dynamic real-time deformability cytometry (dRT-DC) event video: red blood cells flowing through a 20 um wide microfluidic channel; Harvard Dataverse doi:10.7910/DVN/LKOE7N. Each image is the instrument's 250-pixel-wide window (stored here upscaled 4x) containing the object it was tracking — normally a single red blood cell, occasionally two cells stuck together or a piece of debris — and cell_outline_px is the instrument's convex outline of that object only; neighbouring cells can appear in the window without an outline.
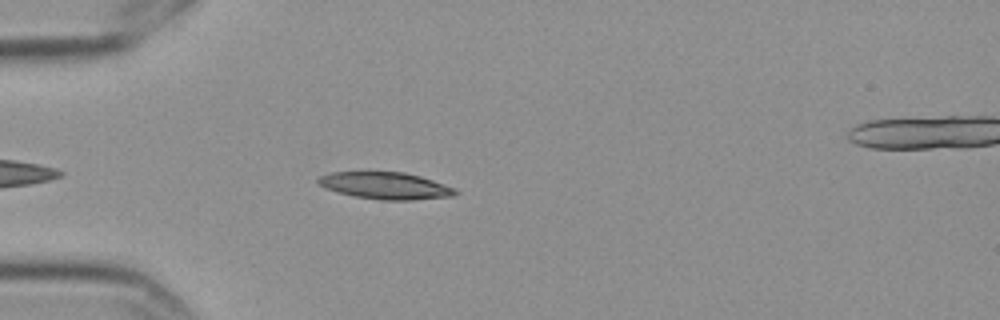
{"species": "Egyptian fruit bat (a non-hibernating species)", "species_latin": "Rousettus aegyptiacus", "temperature_condition": "cold", "stored_images_in_passage": 6, "camera_frame_rate_fps": 3000, "um_per_image_px": 0.085, "frame": {"image": 1, "passage_image": 5, "time_ms": 1.333, "image_size_px": [1000, 320], "cell_outline_px": [[460, 192], [452, 196], [412, 200], [380, 200], [352, 196], [336, 192], [324, 188], [316, 180], [320, 176], [332, 172], [404, 172], [420, 176], [456, 188]], "centroid_in_image_um": [32.76, 15.79], "position_along_channel_um": 52.2, "area_um2": 21.62}}